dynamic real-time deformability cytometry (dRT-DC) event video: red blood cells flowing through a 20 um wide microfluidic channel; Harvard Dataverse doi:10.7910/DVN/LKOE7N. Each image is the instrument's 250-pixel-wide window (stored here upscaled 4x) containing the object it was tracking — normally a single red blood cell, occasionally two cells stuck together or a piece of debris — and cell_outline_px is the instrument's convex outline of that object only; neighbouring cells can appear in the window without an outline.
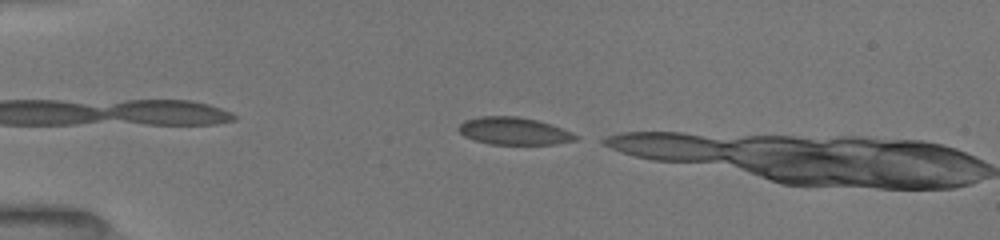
{"species": "common noctule bat (a hibernating species)", "species_latin": "Nyctalus noctula", "temperature_condition": "room temperature", "stored_images_in_passage": 4, "camera_frame_rate_fps": 3000, "um_per_image_px": 0.085, "animal": {"sex": "female", "body_mass_g": 19.5, "forearm_length_mm": 54.1}, "frame": {"image": 1, "passage_image": 4, "time_ms": 1.333, "image_size_px": [1000, 240], "cell_outline_px": [[580, 136], [576, 140], [556, 144], [488, 144], [464, 136], [456, 128], [464, 120], [480, 116], [516, 116], [536, 120], [552, 124], [572, 132]], "centroid_in_image_um": [43.69, 11.13], "position_along_channel_um": 41.3, "area_um2": 18.79}}